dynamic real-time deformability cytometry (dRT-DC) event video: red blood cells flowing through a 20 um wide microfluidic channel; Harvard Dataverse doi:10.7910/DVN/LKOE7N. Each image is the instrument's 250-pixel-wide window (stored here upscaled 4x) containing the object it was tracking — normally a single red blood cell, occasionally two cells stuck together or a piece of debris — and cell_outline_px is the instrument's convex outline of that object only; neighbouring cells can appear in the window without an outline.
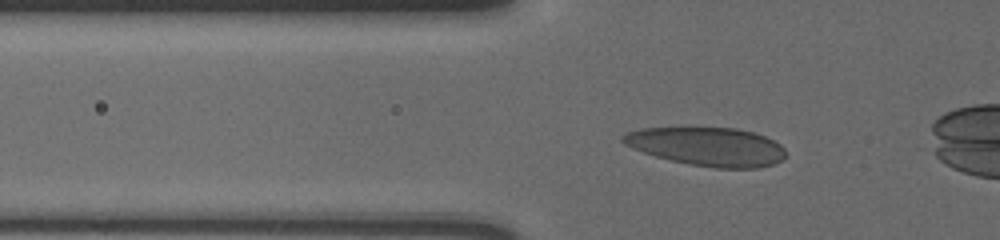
{"species": "human", "species_latin": "Homo sapiens", "temperature_condition": "cold", "stored_images_in_passage": 48, "camera_frame_rate_fps": 3000, "um_per_image_px": 0.085, "donor": {"sex": "male"}, "frame": {"image": 1, "passage_image": 15, "time_ms": 4.667, "image_size_px": [1000, 240], "cell_outline_px": [[784, 156], [780, 160], [772, 164], [760, 168], [716, 168], [688, 164], [656, 156], [632, 148], [624, 144], [620, 140], [628, 132], [644, 128], [736, 128], [752, 132], [764, 136], [780, 144], [784, 148]], "centroid_in_image_um": [60.12, 12.46], "position_along_channel_um": 65.7, "area_um2": 36.18}}
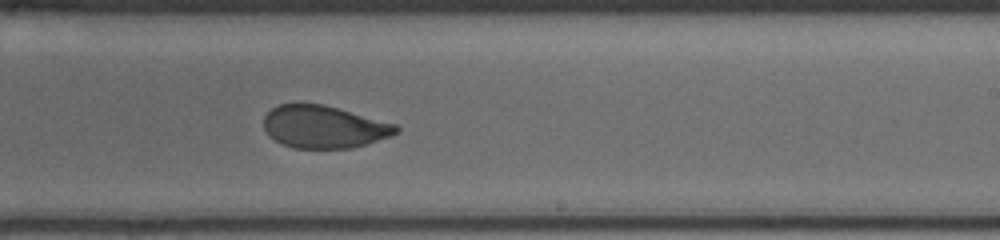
{"frame": {"image": 2, "passage_image": 32, "time_ms": 10.333, "image_size_px": [1000, 240], "cell_outline_px": [[400, 132], [392, 136], [352, 148], [292, 148], [280, 144], [268, 136], [264, 128], [264, 116], [272, 108], [280, 104], [324, 104], [396, 124], [400, 128]], "centroid_in_image_um": [27.53, 10.79], "position_along_channel_um": 261.5, "area_um2": 32.95}}
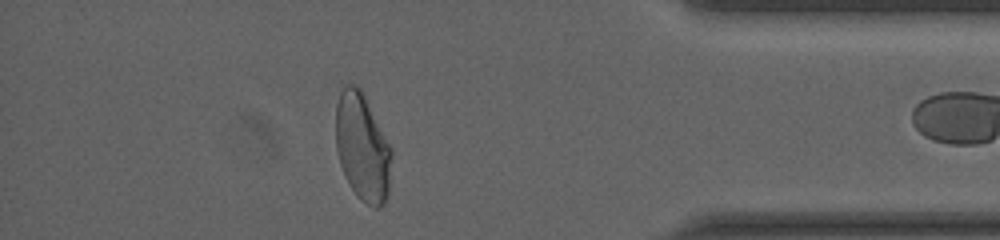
{"frame": {"image": 3, "passage_image": 46, "time_ms": 15.0, "image_size_px": [1000, 240], "cell_outline_px": [[392, 152], [388, 192], [384, 204], [380, 208], [376, 208], [360, 200], [356, 196], [344, 176], [340, 164], [336, 148], [336, 104], [340, 92], [348, 84], [356, 84], [360, 88], [392, 148]], "centroid_in_image_um": [30.8, 12.54], "position_along_channel_um": 404.4, "area_um2": 34.97}}